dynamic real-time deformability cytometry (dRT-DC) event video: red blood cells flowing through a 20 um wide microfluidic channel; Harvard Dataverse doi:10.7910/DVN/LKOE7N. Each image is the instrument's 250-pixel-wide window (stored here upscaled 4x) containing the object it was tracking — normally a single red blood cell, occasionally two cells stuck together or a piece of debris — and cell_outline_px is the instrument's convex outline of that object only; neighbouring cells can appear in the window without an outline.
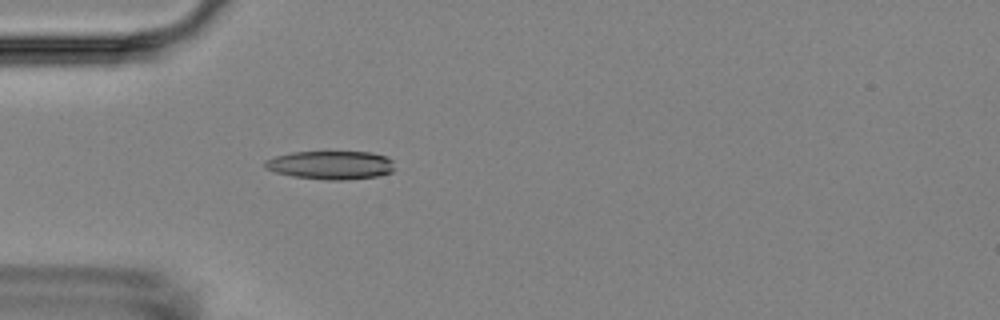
{"species": "Egyptian fruit bat (a non-hibernating species)", "species_latin": "Rousettus aegyptiacus", "temperature_condition": "room temperature", "stored_images_in_passage": 4, "camera_frame_rate_fps": 3000, "um_per_image_px": 0.085, "animal": {"sex": "female"}, "frame": {"image": 1, "passage_image": 4, "time_ms": 3.333, "image_size_px": [1000, 320], "cell_outline_px": [[392, 172], [380, 176], [344, 180], [328, 180], [292, 176], [276, 172], [264, 168], [264, 160], [276, 156], [292, 152], [372, 152], [388, 156], [392, 160]], "centroid_in_image_um": [28.12, 14.03], "position_along_channel_um": 56.9, "area_um2": 21.62}}